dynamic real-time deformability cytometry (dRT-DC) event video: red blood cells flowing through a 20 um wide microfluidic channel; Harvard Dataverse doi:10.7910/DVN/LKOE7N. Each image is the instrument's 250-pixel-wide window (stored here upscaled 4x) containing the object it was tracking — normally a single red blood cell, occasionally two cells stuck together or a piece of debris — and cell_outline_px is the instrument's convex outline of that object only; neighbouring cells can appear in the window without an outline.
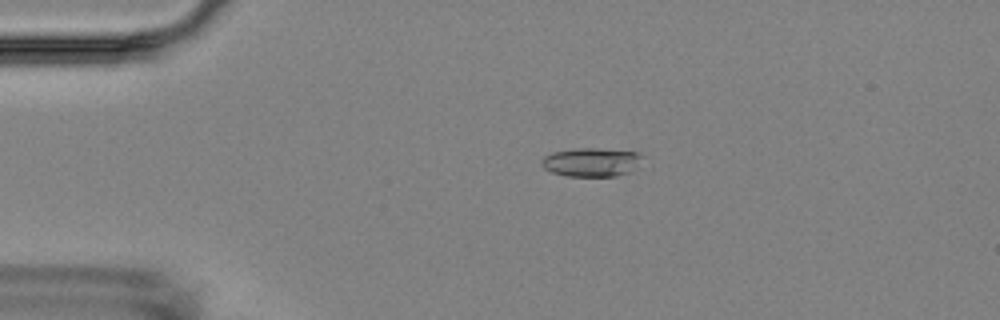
{"species": "Egyptian fruit bat (a non-hibernating species)", "species_latin": "Rousettus aegyptiacus", "temperature_condition": "room temperature", "stored_images_in_passage": 4, "camera_frame_rate_fps": 3000, "um_per_image_px": 0.085, "animal": {"sex": "female"}, "frame": {"image": 1, "passage_image": 1, "time_ms": 0.0, "image_size_px": [1000, 320], "cell_outline_px": [[644, 156], [632, 172], [616, 176], [568, 176], [552, 172], [544, 168], [540, 164], [540, 160], [544, 156], [552, 152], [576, 148], [596, 148], [640, 152]], "centroid_in_image_um": [50.28, 13.78], "position_along_channel_um": 34.7, "area_um2": 17.11}}